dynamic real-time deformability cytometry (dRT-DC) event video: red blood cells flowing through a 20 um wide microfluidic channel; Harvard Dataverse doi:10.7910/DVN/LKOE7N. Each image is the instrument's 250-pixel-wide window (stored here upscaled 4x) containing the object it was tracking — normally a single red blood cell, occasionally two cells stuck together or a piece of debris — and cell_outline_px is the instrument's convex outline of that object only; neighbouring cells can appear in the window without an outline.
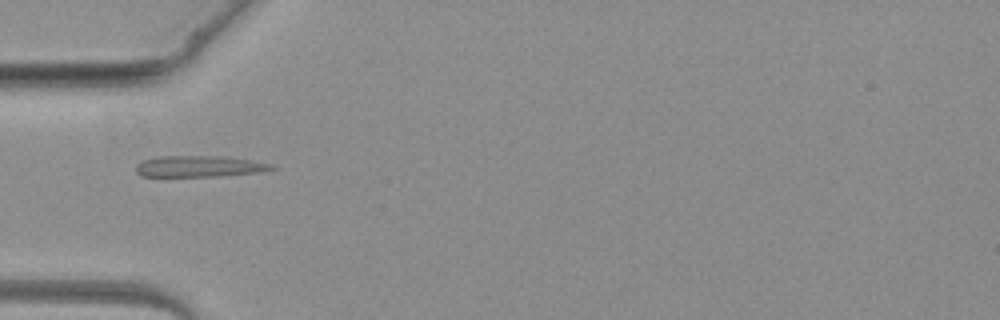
{"species": "common noctule bat (a hibernating species)", "species_latin": "Nyctalus noctula", "temperature_condition": "warm", "stored_images_in_passage": 4, "camera_frame_rate_fps": 3000, "um_per_image_px": 0.085, "animal": {"sex": "female", "body_mass_g": 19.3, "forearm_length_mm": 54.1}, "frame": {"image": 1, "passage_image": 3, "time_ms": 2.333, "image_size_px": [1000, 320], "cell_outline_px": [[276, 168], [264, 172], [220, 176], [140, 176], [136, 172], [136, 164], [140, 160], [156, 156], [220, 156], [248, 160], [272, 164]], "centroid_in_image_um": [16.9, 14.14], "position_along_channel_um": 68.1, "area_um2": 16.88}}